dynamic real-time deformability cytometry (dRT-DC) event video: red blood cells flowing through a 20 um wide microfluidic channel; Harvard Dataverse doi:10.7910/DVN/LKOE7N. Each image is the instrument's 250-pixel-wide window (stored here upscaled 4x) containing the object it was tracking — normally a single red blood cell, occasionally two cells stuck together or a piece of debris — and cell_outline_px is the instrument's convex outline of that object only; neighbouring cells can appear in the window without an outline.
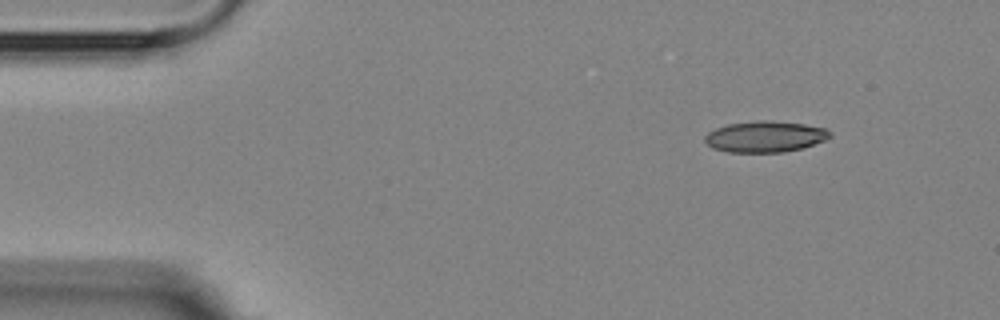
{"species": "Egyptian fruit bat (a non-hibernating species)", "species_latin": "Rousettus aegyptiacus", "temperature_condition": "room temperature", "stored_images_in_passage": 3, "camera_frame_rate_fps": 3000, "um_per_image_px": 0.085, "animal": {"sex": "female"}, "frame": {"image": 1, "passage_image": 1, "time_ms": 0.0, "image_size_px": [1000, 320], "cell_outline_px": [[832, 136], [824, 140], [800, 148], [784, 152], [728, 152], [712, 148], [704, 140], [704, 136], [708, 132], [716, 128], [728, 124], [764, 120], [804, 124], [824, 128], [832, 132]], "centroid_in_image_um": [65.01, 11.62], "position_along_channel_um": 20.0, "area_um2": 22.43}}